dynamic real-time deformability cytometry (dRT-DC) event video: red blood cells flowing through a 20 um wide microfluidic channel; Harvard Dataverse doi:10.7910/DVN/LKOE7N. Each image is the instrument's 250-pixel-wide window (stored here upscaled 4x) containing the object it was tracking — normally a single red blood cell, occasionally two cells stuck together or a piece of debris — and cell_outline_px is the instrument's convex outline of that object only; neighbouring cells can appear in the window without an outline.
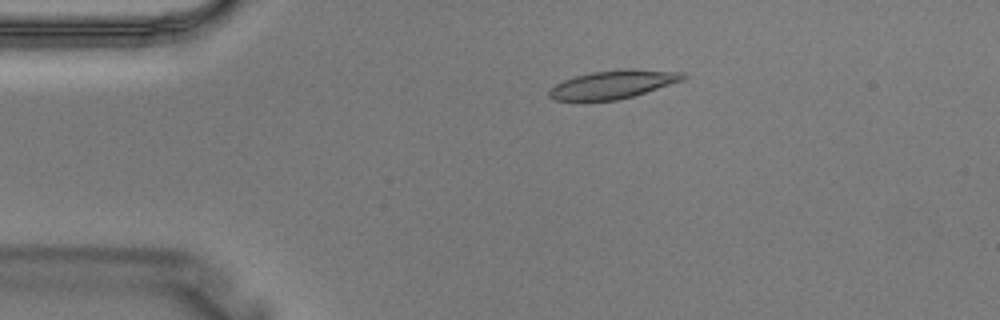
{"species": "Egyptian fruit bat (a non-hibernating species)", "species_latin": "Rousettus aegyptiacus", "temperature_condition": "warm", "stored_images_in_passage": 5, "camera_frame_rate_fps": 3000, "um_per_image_px": 0.085, "animal": {"sex": "male"}, "frame": {"image": 1, "passage_image": 3, "time_ms": 0.667, "image_size_px": [1000, 320], "cell_outline_px": [[688, 76], [684, 80], [632, 96], [616, 100], [556, 100], [548, 96], [548, 92], [556, 84], [564, 80], [576, 76], [592, 72], [628, 68], [680, 72]], "centroid_in_image_um": [52.13, 7.16], "position_along_channel_um": 32.9, "area_um2": 21.73}}